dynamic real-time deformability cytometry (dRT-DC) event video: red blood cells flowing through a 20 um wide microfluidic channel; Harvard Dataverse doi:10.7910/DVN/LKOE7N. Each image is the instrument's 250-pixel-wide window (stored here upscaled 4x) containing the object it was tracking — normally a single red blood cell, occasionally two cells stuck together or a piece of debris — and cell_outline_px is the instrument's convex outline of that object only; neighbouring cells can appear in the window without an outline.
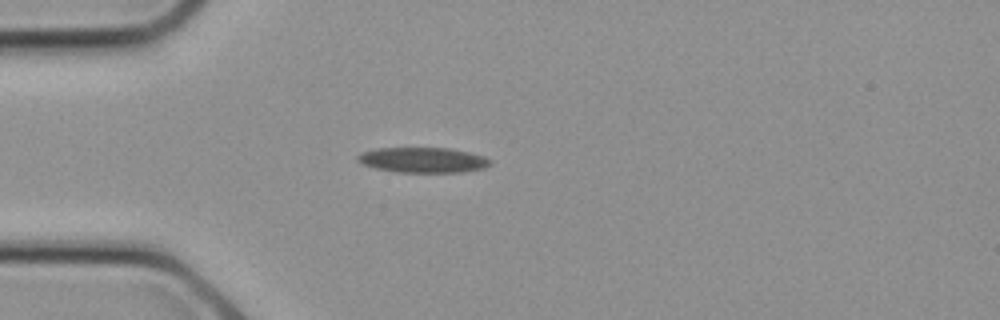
{"species": "common noctule bat (a hibernating species)", "species_latin": "Nyctalus noctula", "temperature_condition": "cold", "stored_images_in_passage": 5, "camera_frame_rate_fps": 3000, "um_per_image_px": 0.085, "animal": {"sex": "female", "body_mass_g": 21.9}, "frame": {"image": 1, "passage_image": 1, "time_ms": 0.0, "image_size_px": [1000, 320], "cell_outline_px": [[492, 164], [484, 168], [460, 172], [396, 172], [376, 168], [360, 164], [356, 160], [356, 156], [360, 152], [376, 148], [448, 148], [468, 152], [484, 156], [492, 160]], "centroid_in_image_um": [35.91, 13.6], "position_along_channel_um": 49.1, "area_um2": 19.65}}
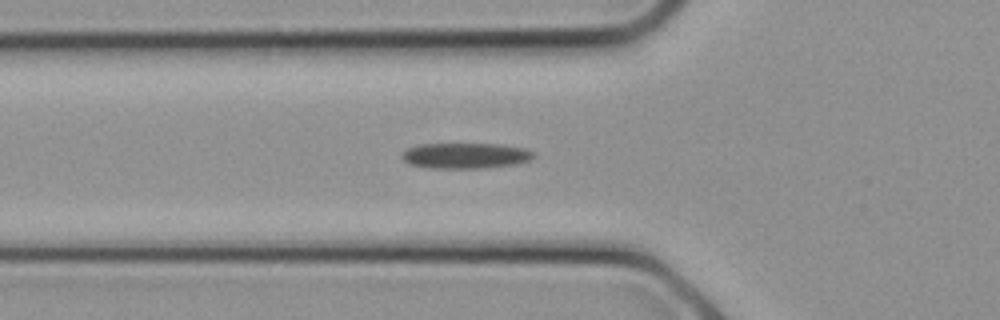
{"frame": {"image": 2, "passage_image": 3, "time_ms": 0.667, "image_size_px": [1000, 320], "cell_outline_px": [[536, 156], [528, 160], [516, 164], [484, 168], [432, 168], [408, 164], [400, 156], [400, 152], [408, 148], [420, 144], [500, 144], [524, 148], [532, 152]], "centroid_in_image_um": [39.52, 13.23], "position_along_channel_um": 86.3, "area_um2": 19.71}}
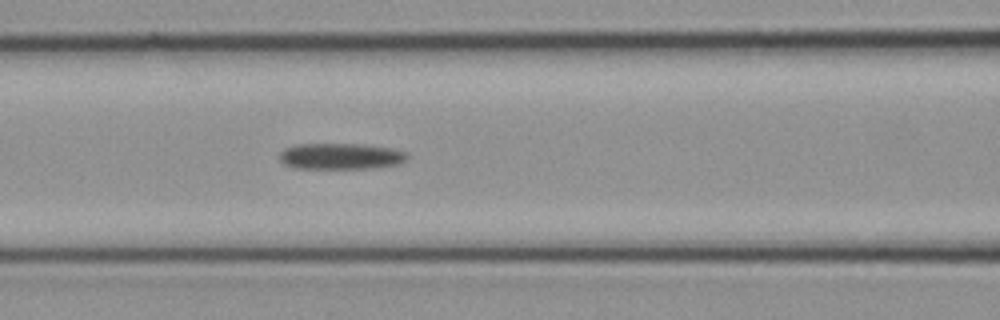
{"frame": {"image": 3, "passage_image": 5, "time_ms": 1.333, "image_size_px": [1000, 320], "cell_outline_px": [[408, 156], [400, 164], [368, 168], [296, 168], [284, 164], [280, 160], [280, 152], [284, 148], [296, 144], [364, 144], [392, 148], [404, 152]], "centroid_in_image_um": [28.93, 13.27], "position_along_channel_um": 137.7, "area_um2": 19.36}}